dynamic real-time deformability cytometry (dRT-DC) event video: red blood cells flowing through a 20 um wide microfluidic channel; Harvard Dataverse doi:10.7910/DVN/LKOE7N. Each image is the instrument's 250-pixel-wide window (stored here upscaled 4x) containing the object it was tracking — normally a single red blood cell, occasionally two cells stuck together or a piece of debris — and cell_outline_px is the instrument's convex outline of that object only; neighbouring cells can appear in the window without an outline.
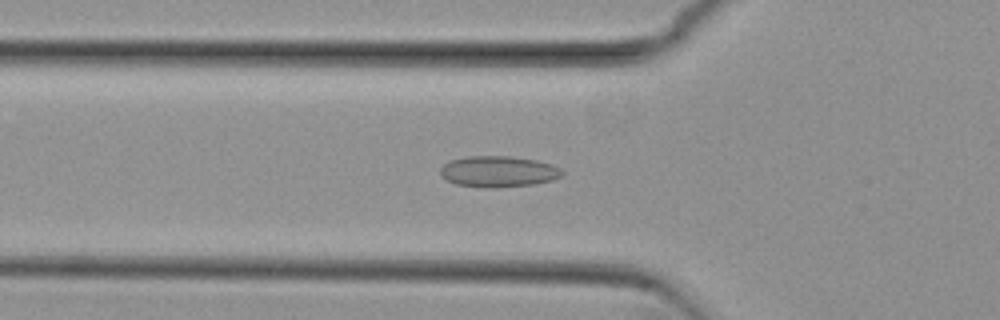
{"species": "common noctule bat (a hibernating species)", "species_latin": "Nyctalus noctula", "temperature_condition": "cold", "stored_images_in_passage": 51, "camera_frame_rate_fps": 3000, "um_per_image_px": 0.085, "animal": {"sex": "female", "body_mass_g": 29.2, "forearm_length_mm": 56.3}, "frame": {"image": 1, "passage_image": 16, "time_ms": 5.0, "image_size_px": [1000, 320], "cell_outline_px": [[564, 172], [560, 176], [552, 180], [532, 184], [496, 188], [484, 188], [456, 184], [440, 176], [440, 168], [448, 160], [468, 156], [508, 156], [536, 160], [552, 164], [560, 168]], "centroid_in_image_um": [42.33, 14.58], "position_along_channel_um": 83.5, "area_um2": 22.14}}
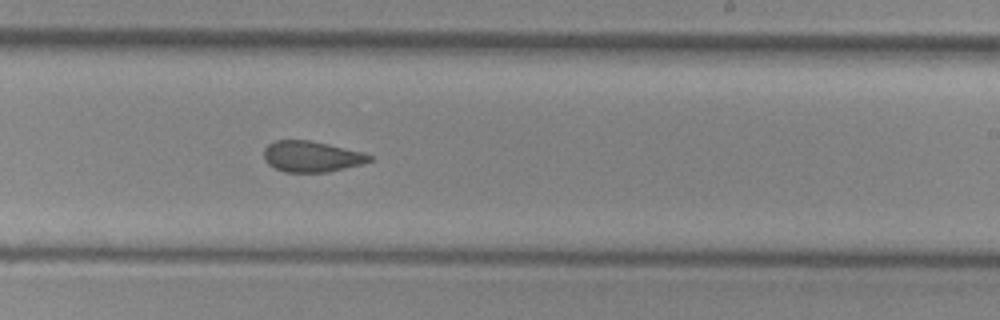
{"frame": {"image": 2, "passage_image": 30, "time_ms": 9.667, "image_size_px": [1000, 320], "cell_outline_px": [[372, 160], [360, 164], [328, 172], [284, 172], [268, 164], [264, 160], [264, 148], [268, 144], [276, 140], [308, 140], [328, 144], [364, 152], [372, 156]], "centroid_in_image_um": [26.46, 13.3], "position_along_channel_um": 262.5, "area_um2": 18.96}}
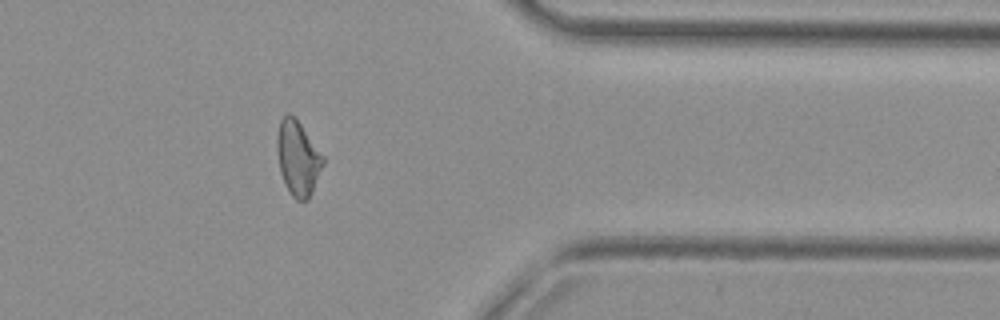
{"frame": {"image": 3, "passage_image": 41, "time_ms": 13.333, "image_size_px": [1000, 320], "cell_outline_px": [[324, 164], [312, 192], [308, 200], [296, 200], [292, 196], [280, 172], [276, 148], [276, 136], [280, 120], [288, 112], [300, 124], [324, 156]], "centroid_in_image_um": [25.31, 13.44], "position_along_channel_um": 386.1, "area_um2": 19.83}, "authors_computed_cell_mechanics": {"area_um2": 20.4034, "velocity_mm_per_s": 3.826, "shape_relaxation_time_tau1_ms": null, "shape_relaxation_time_tau2_ms": 2.1768, "deformation_change_tau1": null, "deformation_change_tau2": 0.0796}}